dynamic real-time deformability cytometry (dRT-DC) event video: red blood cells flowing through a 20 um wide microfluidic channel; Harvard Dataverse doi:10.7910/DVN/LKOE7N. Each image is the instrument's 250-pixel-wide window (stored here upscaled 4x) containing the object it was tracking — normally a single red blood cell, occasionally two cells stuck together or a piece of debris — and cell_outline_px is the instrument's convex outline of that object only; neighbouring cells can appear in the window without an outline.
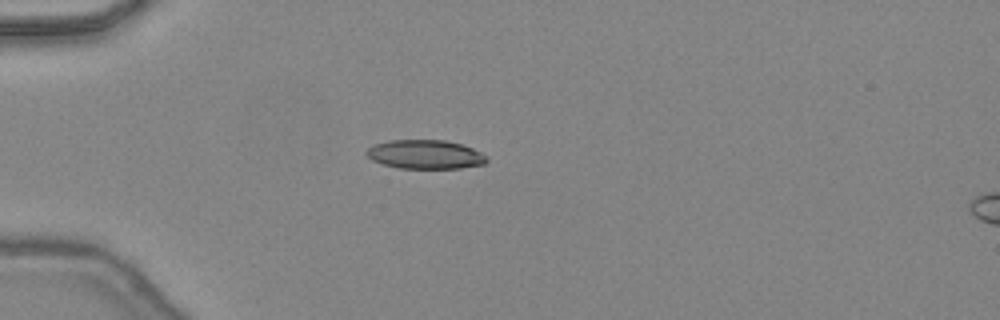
{"species": "common noctule bat (a hibernating species)", "species_latin": "Nyctalus noctula", "temperature_condition": "warm", "stored_images_in_passage": 11, "camera_frame_rate_fps": 3000, "um_per_image_px": 0.085, "animal": {"sex": "female", "body_mass_g": 24.6, "forearm_length_mm": 56.2}, "frame": {"image": 1, "passage_image": 1, "time_ms": 0.0, "image_size_px": [1000, 320], "cell_outline_px": [[488, 160], [484, 164], [460, 168], [400, 168], [384, 164], [372, 160], [364, 152], [368, 148], [376, 144], [388, 140], [444, 140], [464, 144], [480, 152]], "centroid_in_image_um": [36.14, 13.12], "position_along_channel_um": 48.9, "area_um2": 20.17}}
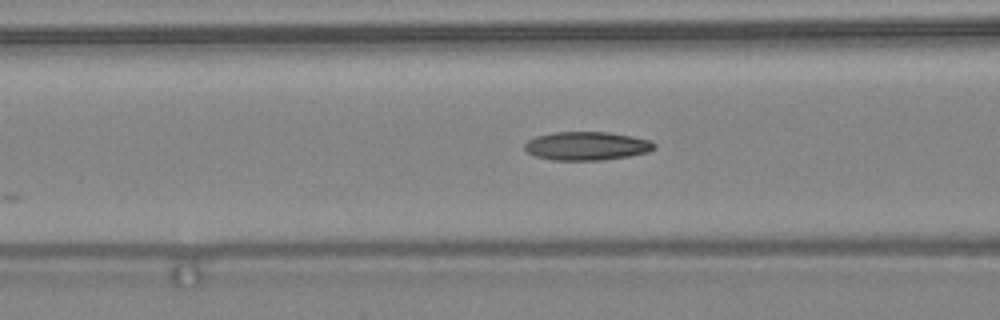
{"frame": {"image": 2, "passage_image": 7, "time_ms": 2.0, "image_size_px": [1000, 320], "cell_outline_px": [[656, 148], [648, 152], [628, 156], [600, 160], [552, 160], [536, 156], [528, 152], [524, 148], [524, 144], [528, 140], [536, 136], [552, 132], [608, 132], [632, 136], [648, 140], [656, 144]], "centroid_in_image_um": [49.86, 12.4], "position_along_channel_um": 116.7, "area_um2": 21.5}}
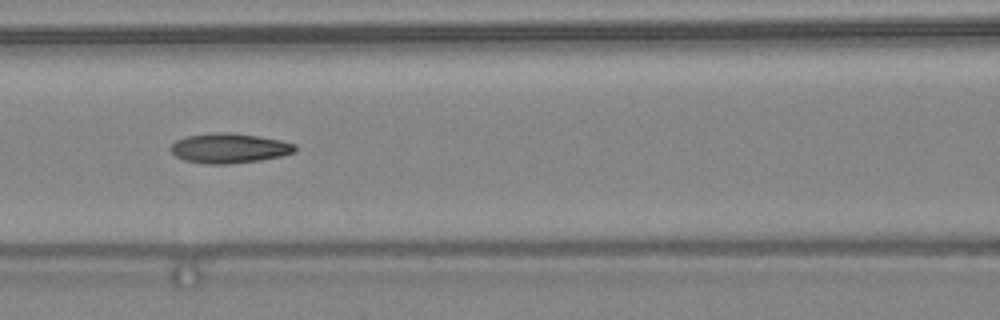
{"frame": {"image": 3, "passage_image": 9, "time_ms": 2.667, "image_size_px": [1000, 320], "cell_outline_px": [[296, 152], [280, 156], [260, 160], [228, 164], [208, 164], [184, 160], [176, 156], [168, 148], [176, 140], [188, 136], [216, 132], [228, 132], [260, 136], [280, 140], [296, 144]], "centroid_in_image_um": [19.49, 12.59], "position_along_channel_um": 147.1, "area_um2": 21.62}}